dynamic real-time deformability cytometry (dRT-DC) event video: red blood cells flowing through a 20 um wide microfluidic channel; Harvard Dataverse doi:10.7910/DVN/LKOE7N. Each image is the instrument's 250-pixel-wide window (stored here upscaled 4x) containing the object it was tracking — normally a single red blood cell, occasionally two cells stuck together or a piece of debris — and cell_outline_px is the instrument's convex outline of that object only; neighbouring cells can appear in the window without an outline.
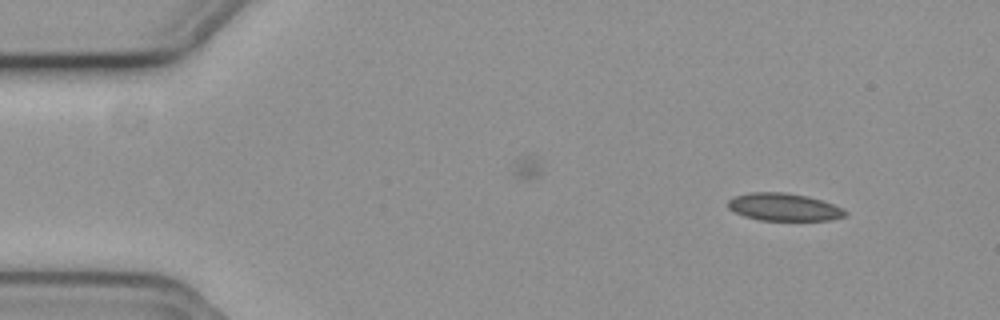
{"species": "common noctule bat (a hibernating species)", "species_latin": "Nyctalus noctula", "temperature_condition": "cold", "stored_images_in_passage": 16, "camera_frame_rate_fps": 3000, "um_per_image_px": 0.085, "animal": {"sex": "female", "body_mass_g": 19.3, "forearm_length_mm": 54.1}, "frame": {"image": 1, "passage_image": 1, "time_ms": 0.0, "image_size_px": [1000, 320], "cell_outline_px": [[848, 212], [844, 216], [828, 220], [760, 220], [744, 216], [728, 208], [728, 200], [732, 196], [748, 192], [788, 192], [808, 196], [844, 208]], "centroid_in_image_um": [66.6, 17.58], "position_along_channel_um": 18.4, "area_um2": 18.9}}
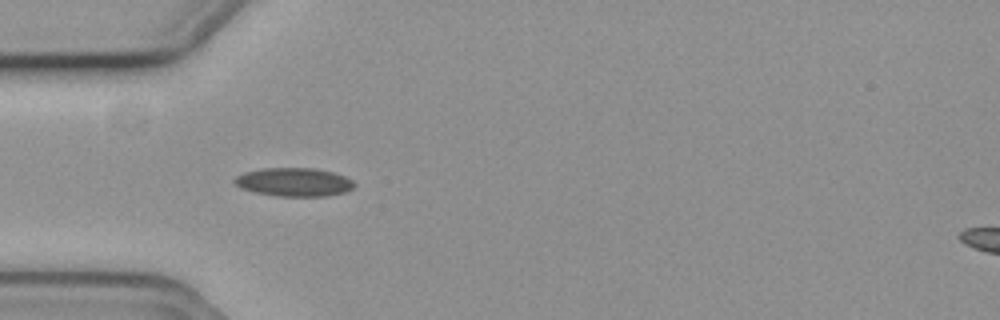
{"frame": {"image": 2, "passage_image": 12, "time_ms": 3.667, "image_size_px": [1000, 320], "cell_outline_px": [[356, 184], [352, 188], [344, 192], [328, 196], [276, 196], [256, 192], [240, 188], [232, 180], [236, 176], [244, 172], [264, 168], [316, 168], [332, 172], [344, 176], [352, 180]], "centroid_in_image_um": [24.98, 15.47], "position_along_channel_um": 60.0, "area_um2": 19.88}}